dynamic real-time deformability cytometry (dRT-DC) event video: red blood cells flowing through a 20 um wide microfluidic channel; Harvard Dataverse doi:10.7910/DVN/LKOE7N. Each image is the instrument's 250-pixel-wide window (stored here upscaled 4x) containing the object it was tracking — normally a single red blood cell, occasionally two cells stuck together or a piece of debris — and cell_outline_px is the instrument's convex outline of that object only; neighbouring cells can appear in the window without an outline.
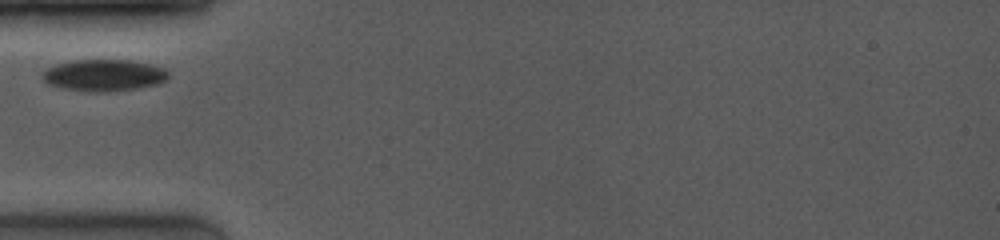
{"species": "common noctule bat (a hibernating species)", "species_latin": "Nyctalus noctula", "temperature_condition": "room temperature", "stored_images_in_passage": 23, "camera_frame_rate_fps": 4000, "um_per_image_px": 0.085, "animal": {"sex": "female", "body_mass_g": 19.0, "forearm_length_mm": 53.3}, "frame": {"image": 1, "passage_image": 1, "time_ms": 0.0, "image_size_px": [1000, 240], "cell_outline_px": [[168, 80], [156, 84], [136, 88], [108, 92], [92, 92], [60, 88], [48, 84], [40, 80], [40, 76], [44, 68], [56, 64], [76, 60], [128, 60], [148, 64], [164, 68], [168, 72]], "centroid_in_image_um": [8.75, 6.4], "position_along_channel_um": 76.2, "area_um2": 23.47}}
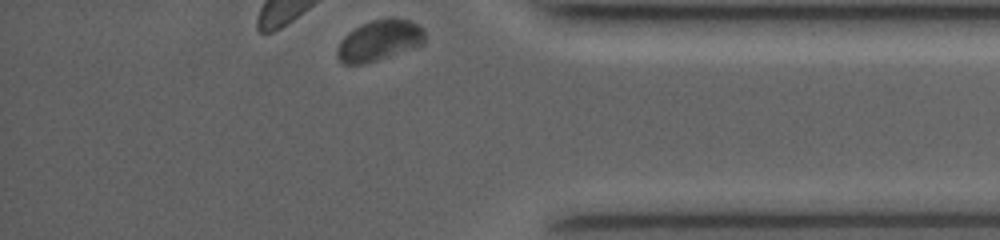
{"frame": {"image": 2, "passage_image": 23, "time_ms": 8.75, "image_size_px": [1000, 240], "cell_outline_px": [[424, 44], [364, 64], [344, 64], [336, 56], [336, 48], [340, 40], [348, 32], [372, 20], [392, 16], [412, 20], [424, 28]], "centroid_in_image_um": [32.24, 3.41], "position_along_channel_um": 403.0, "area_um2": 20.98}}